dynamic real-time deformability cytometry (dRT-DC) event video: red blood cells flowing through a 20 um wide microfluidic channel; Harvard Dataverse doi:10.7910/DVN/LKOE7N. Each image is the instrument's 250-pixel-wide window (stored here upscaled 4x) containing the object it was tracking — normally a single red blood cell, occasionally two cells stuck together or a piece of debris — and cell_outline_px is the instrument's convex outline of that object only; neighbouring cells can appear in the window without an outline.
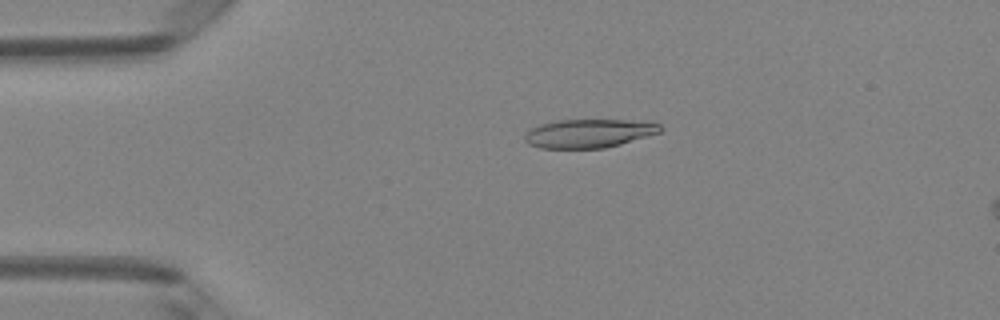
{"species": "Egyptian fruit bat (a non-hibernating species)", "species_latin": "Rousettus aegyptiacus", "temperature_condition": "room temperature", "stored_images_in_passage": 6, "camera_frame_rate_fps": 3000, "um_per_image_px": 0.085, "animal": {"sex": "female"}, "frame": {"image": 1, "passage_image": 4, "time_ms": 1.0, "image_size_px": [1000, 320], "cell_outline_px": [[660, 132], [620, 144], [604, 148], [540, 148], [528, 144], [524, 140], [524, 136], [532, 128], [540, 124], [560, 120], [652, 120], [660, 124]], "centroid_in_image_um": [50.08, 11.33], "position_along_channel_um": 34.9, "area_um2": 22.6}}